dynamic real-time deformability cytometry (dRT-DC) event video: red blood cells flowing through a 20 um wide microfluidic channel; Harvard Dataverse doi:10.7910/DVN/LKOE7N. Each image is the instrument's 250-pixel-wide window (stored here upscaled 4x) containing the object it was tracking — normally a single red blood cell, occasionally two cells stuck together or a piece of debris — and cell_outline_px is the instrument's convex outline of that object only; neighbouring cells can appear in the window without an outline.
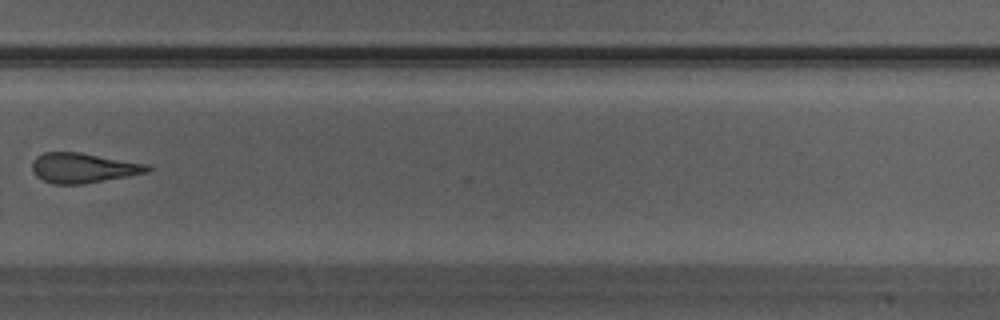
{"species": "Egyptian fruit bat (a non-hibernating species)", "species_latin": "Rousettus aegyptiacus", "temperature_condition": "warm", "stored_images_in_passage": 26, "camera_frame_rate_fps": 3000, "um_per_image_px": 0.085, "animal": {"sex": "male"}, "frame": {"image": 1, "passage_image": 19, "time_ms": 6.0, "image_size_px": [1000, 320], "cell_outline_px": [[152, 168], [148, 172], [128, 176], [80, 184], [52, 184], [36, 176], [32, 172], [32, 160], [36, 156], [44, 152], [80, 152], [152, 164]], "centroid_in_image_um": [7.09, 14.26], "position_along_channel_um": 322.7, "area_um2": 20.35}}